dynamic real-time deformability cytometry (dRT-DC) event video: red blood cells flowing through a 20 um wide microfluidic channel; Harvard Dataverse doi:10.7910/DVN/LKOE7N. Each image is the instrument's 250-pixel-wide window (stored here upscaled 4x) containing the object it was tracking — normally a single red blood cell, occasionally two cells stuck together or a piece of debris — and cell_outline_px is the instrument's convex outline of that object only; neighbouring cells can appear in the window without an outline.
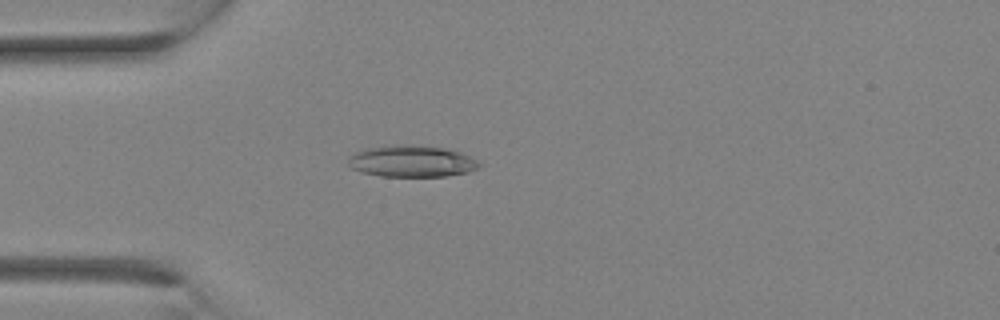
{"species": "Egyptian fruit bat (a non-hibernating species)", "species_latin": "Rousettus aegyptiacus", "temperature_condition": "room temperature", "stored_images_in_passage": 29, "camera_frame_rate_fps": 3000, "um_per_image_px": 0.085, "animal": {"sex": "female"}, "frame": {"image": 1, "passage_image": 8, "time_ms": 2.333, "image_size_px": [1000, 320], "cell_outline_px": [[484, 164], [468, 172], [444, 176], [380, 176], [364, 172], [352, 168], [348, 164], [348, 156], [352, 152], [364, 148], [444, 148], [460, 152]], "centroid_in_image_um": [34.99, 13.76], "position_along_channel_um": 50.0, "area_um2": 22.89}}
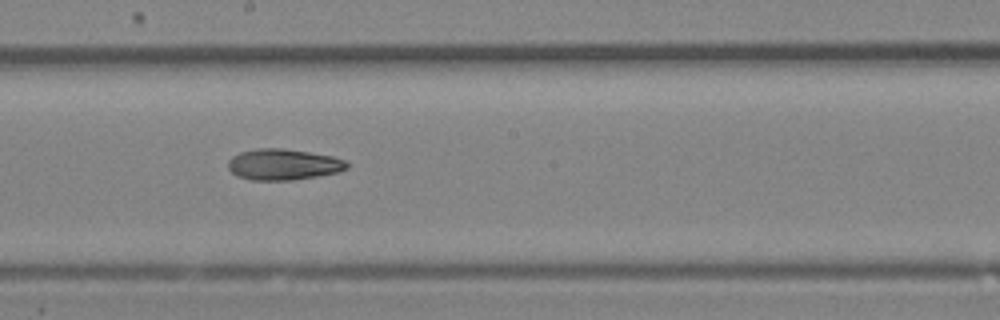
{"frame": {"image": 2, "passage_image": 16, "time_ms": 5.0, "image_size_px": [1000, 320], "cell_outline_px": [[348, 168], [340, 172], [292, 180], [252, 180], [236, 176], [228, 168], [228, 160], [232, 156], [240, 152], [256, 148], [280, 148], [308, 152], [332, 156], [344, 160], [348, 164]], "centroid_in_image_um": [24.06, 13.98], "position_along_channel_um": 224.1, "area_um2": 21.5}}
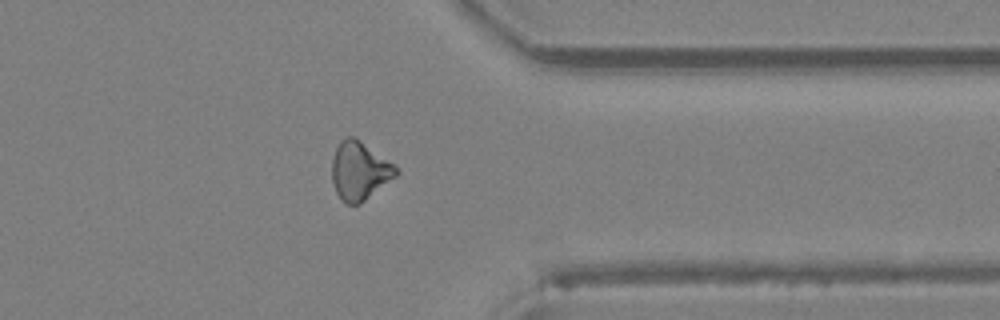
{"frame": {"image": 3, "passage_image": 23, "time_ms": 7.333, "image_size_px": [1000, 320], "cell_outline_px": [[400, 172], [396, 176], [360, 204], [344, 204], [336, 192], [332, 180], [332, 160], [336, 148], [340, 140], [348, 136], [352, 136], [396, 164]], "centroid_in_image_um": [30.57, 14.53], "position_along_channel_um": 380.8, "area_um2": 21.79}}